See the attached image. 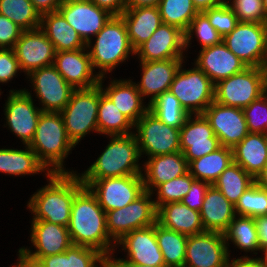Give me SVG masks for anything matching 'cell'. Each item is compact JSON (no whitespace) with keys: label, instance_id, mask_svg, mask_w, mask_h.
<instances>
[{"label":"cell","instance_id":"1","mask_svg":"<svg viewBox=\"0 0 267 267\" xmlns=\"http://www.w3.org/2000/svg\"><path fill=\"white\" fill-rule=\"evenodd\" d=\"M68 231L73 245L95 248L107 258H112L116 243L112 244L107 231L106 212L96 196L84 186L71 205Z\"/></svg>","mask_w":267,"mask_h":267},{"label":"cell","instance_id":"2","mask_svg":"<svg viewBox=\"0 0 267 267\" xmlns=\"http://www.w3.org/2000/svg\"><path fill=\"white\" fill-rule=\"evenodd\" d=\"M48 185L41 187L28 201L32 220L69 226L71 205L75 195L84 187L79 173H45Z\"/></svg>","mask_w":267,"mask_h":267},{"label":"cell","instance_id":"3","mask_svg":"<svg viewBox=\"0 0 267 267\" xmlns=\"http://www.w3.org/2000/svg\"><path fill=\"white\" fill-rule=\"evenodd\" d=\"M50 173H70L64 159L75 145L69 139L59 112H42L33 140L28 145Z\"/></svg>","mask_w":267,"mask_h":267},{"label":"cell","instance_id":"4","mask_svg":"<svg viewBox=\"0 0 267 267\" xmlns=\"http://www.w3.org/2000/svg\"><path fill=\"white\" fill-rule=\"evenodd\" d=\"M111 141L101 155L81 175L80 179H103L142 174L141 157L134 133L109 136Z\"/></svg>","mask_w":267,"mask_h":267},{"label":"cell","instance_id":"5","mask_svg":"<svg viewBox=\"0 0 267 267\" xmlns=\"http://www.w3.org/2000/svg\"><path fill=\"white\" fill-rule=\"evenodd\" d=\"M95 37V43L89 41L86 47L89 49L93 69H99L97 74L100 78L105 77L117 65L128 60L129 54H135L128 38L125 21L121 15L112 16Z\"/></svg>","mask_w":267,"mask_h":267},{"label":"cell","instance_id":"6","mask_svg":"<svg viewBox=\"0 0 267 267\" xmlns=\"http://www.w3.org/2000/svg\"><path fill=\"white\" fill-rule=\"evenodd\" d=\"M99 84L74 89L67 105L60 112L69 139L76 146L91 131L98 133Z\"/></svg>","mask_w":267,"mask_h":267},{"label":"cell","instance_id":"7","mask_svg":"<svg viewBox=\"0 0 267 267\" xmlns=\"http://www.w3.org/2000/svg\"><path fill=\"white\" fill-rule=\"evenodd\" d=\"M177 71L170 86V92L190 114H203L214 101L215 84L196 65L191 69Z\"/></svg>","mask_w":267,"mask_h":267},{"label":"cell","instance_id":"8","mask_svg":"<svg viewBox=\"0 0 267 267\" xmlns=\"http://www.w3.org/2000/svg\"><path fill=\"white\" fill-rule=\"evenodd\" d=\"M154 193L144 191L138 198L123 208L106 212L107 231L113 242L136 229L154 225L157 222V209Z\"/></svg>","mask_w":267,"mask_h":267},{"label":"cell","instance_id":"9","mask_svg":"<svg viewBox=\"0 0 267 267\" xmlns=\"http://www.w3.org/2000/svg\"><path fill=\"white\" fill-rule=\"evenodd\" d=\"M81 181L105 212L127 206L145 191L142 174Z\"/></svg>","mask_w":267,"mask_h":267},{"label":"cell","instance_id":"10","mask_svg":"<svg viewBox=\"0 0 267 267\" xmlns=\"http://www.w3.org/2000/svg\"><path fill=\"white\" fill-rule=\"evenodd\" d=\"M263 94L261 67H247L243 71L215 84L214 101L243 109Z\"/></svg>","mask_w":267,"mask_h":267},{"label":"cell","instance_id":"11","mask_svg":"<svg viewBox=\"0 0 267 267\" xmlns=\"http://www.w3.org/2000/svg\"><path fill=\"white\" fill-rule=\"evenodd\" d=\"M134 129L141 155L149 158L181 151L180 129L164 124L150 110L134 124Z\"/></svg>","mask_w":267,"mask_h":267},{"label":"cell","instance_id":"12","mask_svg":"<svg viewBox=\"0 0 267 267\" xmlns=\"http://www.w3.org/2000/svg\"><path fill=\"white\" fill-rule=\"evenodd\" d=\"M223 42L247 67H261L267 57V26L255 22H238L223 37Z\"/></svg>","mask_w":267,"mask_h":267},{"label":"cell","instance_id":"13","mask_svg":"<svg viewBox=\"0 0 267 267\" xmlns=\"http://www.w3.org/2000/svg\"><path fill=\"white\" fill-rule=\"evenodd\" d=\"M9 92L4 107L6 126L24 145H29L34 138L42 110L35 107L32 93L28 89H13Z\"/></svg>","mask_w":267,"mask_h":267},{"label":"cell","instance_id":"14","mask_svg":"<svg viewBox=\"0 0 267 267\" xmlns=\"http://www.w3.org/2000/svg\"><path fill=\"white\" fill-rule=\"evenodd\" d=\"M31 222L30 240L36 250L33 252L22 247L18 251V255L27 262L35 264L42 257L63 253L73 245L68 227L44 220Z\"/></svg>","mask_w":267,"mask_h":267},{"label":"cell","instance_id":"15","mask_svg":"<svg viewBox=\"0 0 267 267\" xmlns=\"http://www.w3.org/2000/svg\"><path fill=\"white\" fill-rule=\"evenodd\" d=\"M27 78L42 104V112L60 113L74 91L53 65L33 70Z\"/></svg>","mask_w":267,"mask_h":267},{"label":"cell","instance_id":"16","mask_svg":"<svg viewBox=\"0 0 267 267\" xmlns=\"http://www.w3.org/2000/svg\"><path fill=\"white\" fill-rule=\"evenodd\" d=\"M224 234L205 231L187 239L185 263L187 267H228L230 251Z\"/></svg>","mask_w":267,"mask_h":267},{"label":"cell","instance_id":"17","mask_svg":"<svg viewBox=\"0 0 267 267\" xmlns=\"http://www.w3.org/2000/svg\"><path fill=\"white\" fill-rule=\"evenodd\" d=\"M58 11L86 44L113 16L91 0H63Z\"/></svg>","mask_w":267,"mask_h":267},{"label":"cell","instance_id":"18","mask_svg":"<svg viewBox=\"0 0 267 267\" xmlns=\"http://www.w3.org/2000/svg\"><path fill=\"white\" fill-rule=\"evenodd\" d=\"M203 115L209 121L220 145L233 148L249 133L243 109L213 101Z\"/></svg>","mask_w":267,"mask_h":267},{"label":"cell","instance_id":"19","mask_svg":"<svg viewBox=\"0 0 267 267\" xmlns=\"http://www.w3.org/2000/svg\"><path fill=\"white\" fill-rule=\"evenodd\" d=\"M220 146L218 137L203 114L187 117L180 128V150L188 163L212 153Z\"/></svg>","mask_w":267,"mask_h":267},{"label":"cell","instance_id":"20","mask_svg":"<svg viewBox=\"0 0 267 267\" xmlns=\"http://www.w3.org/2000/svg\"><path fill=\"white\" fill-rule=\"evenodd\" d=\"M13 50L20 69L27 75L53 65L56 53L54 45L40 28L23 31Z\"/></svg>","mask_w":267,"mask_h":267},{"label":"cell","instance_id":"21","mask_svg":"<svg viewBox=\"0 0 267 267\" xmlns=\"http://www.w3.org/2000/svg\"><path fill=\"white\" fill-rule=\"evenodd\" d=\"M185 33L177 27L161 23L157 30L142 43L134 55L140 61H158L184 57Z\"/></svg>","mask_w":267,"mask_h":267},{"label":"cell","instance_id":"22","mask_svg":"<svg viewBox=\"0 0 267 267\" xmlns=\"http://www.w3.org/2000/svg\"><path fill=\"white\" fill-rule=\"evenodd\" d=\"M127 252L126 259L113 258L116 263H135L141 265H165L163 254L158 246L155 224L146 228L136 229L123 236L117 243Z\"/></svg>","mask_w":267,"mask_h":267},{"label":"cell","instance_id":"23","mask_svg":"<svg viewBox=\"0 0 267 267\" xmlns=\"http://www.w3.org/2000/svg\"><path fill=\"white\" fill-rule=\"evenodd\" d=\"M53 66L74 89L91 88L99 84L87 47L55 53Z\"/></svg>","mask_w":267,"mask_h":267},{"label":"cell","instance_id":"24","mask_svg":"<svg viewBox=\"0 0 267 267\" xmlns=\"http://www.w3.org/2000/svg\"><path fill=\"white\" fill-rule=\"evenodd\" d=\"M185 59L174 58L158 61H140L142 78L135 83L142 98L151 96L148 105L160 94L170 90L171 83Z\"/></svg>","mask_w":267,"mask_h":267},{"label":"cell","instance_id":"25","mask_svg":"<svg viewBox=\"0 0 267 267\" xmlns=\"http://www.w3.org/2000/svg\"><path fill=\"white\" fill-rule=\"evenodd\" d=\"M200 50L194 65L201 69L214 84L247 68L246 64L231 52L223 41Z\"/></svg>","mask_w":267,"mask_h":267},{"label":"cell","instance_id":"26","mask_svg":"<svg viewBox=\"0 0 267 267\" xmlns=\"http://www.w3.org/2000/svg\"><path fill=\"white\" fill-rule=\"evenodd\" d=\"M143 166L144 188L151 193L158 185L189 172L188 162L181 151L149 157Z\"/></svg>","mask_w":267,"mask_h":267},{"label":"cell","instance_id":"27","mask_svg":"<svg viewBox=\"0 0 267 267\" xmlns=\"http://www.w3.org/2000/svg\"><path fill=\"white\" fill-rule=\"evenodd\" d=\"M101 77L99 84L102 92L115 104L133 124H135L148 110L149 105L144 106V100L137 89L135 82L131 79L111 80L106 88H103Z\"/></svg>","mask_w":267,"mask_h":267},{"label":"cell","instance_id":"28","mask_svg":"<svg viewBox=\"0 0 267 267\" xmlns=\"http://www.w3.org/2000/svg\"><path fill=\"white\" fill-rule=\"evenodd\" d=\"M200 215L205 231L224 233L236 216L235 205L214 185H210Z\"/></svg>","mask_w":267,"mask_h":267},{"label":"cell","instance_id":"29","mask_svg":"<svg viewBox=\"0 0 267 267\" xmlns=\"http://www.w3.org/2000/svg\"><path fill=\"white\" fill-rule=\"evenodd\" d=\"M157 222L167 229L187 236L205 232L200 212L182 202L162 205L157 210Z\"/></svg>","mask_w":267,"mask_h":267},{"label":"cell","instance_id":"30","mask_svg":"<svg viewBox=\"0 0 267 267\" xmlns=\"http://www.w3.org/2000/svg\"><path fill=\"white\" fill-rule=\"evenodd\" d=\"M233 160L254 179L267 164V135L248 133V135L232 148Z\"/></svg>","mask_w":267,"mask_h":267},{"label":"cell","instance_id":"31","mask_svg":"<svg viewBox=\"0 0 267 267\" xmlns=\"http://www.w3.org/2000/svg\"><path fill=\"white\" fill-rule=\"evenodd\" d=\"M121 16L125 21L128 38L134 50L147 41L162 23L158 7L126 8Z\"/></svg>","mask_w":267,"mask_h":267},{"label":"cell","instance_id":"32","mask_svg":"<svg viewBox=\"0 0 267 267\" xmlns=\"http://www.w3.org/2000/svg\"><path fill=\"white\" fill-rule=\"evenodd\" d=\"M39 28L52 42L56 52L86 48L87 44L59 11L42 14Z\"/></svg>","mask_w":267,"mask_h":267},{"label":"cell","instance_id":"33","mask_svg":"<svg viewBox=\"0 0 267 267\" xmlns=\"http://www.w3.org/2000/svg\"><path fill=\"white\" fill-rule=\"evenodd\" d=\"M106 260L107 257L95 248L72 245L63 253L42 257L35 265L37 267H103Z\"/></svg>","mask_w":267,"mask_h":267},{"label":"cell","instance_id":"34","mask_svg":"<svg viewBox=\"0 0 267 267\" xmlns=\"http://www.w3.org/2000/svg\"><path fill=\"white\" fill-rule=\"evenodd\" d=\"M233 162L232 148L221 145L212 153L190 161L188 168L189 173L196 180L213 185L221 173Z\"/></svg>","mask_w":267,"mask_h":267},{"label":"cell","instance_id":"35","mask_svg":"<svg viewBox=\"0 0 267 267\" xmlns=\"http://www.w3.org/2000/svg\"><path fill=\"white\" fill-rule=\"evenodd\" d=\"M50 173L38 160L36 153L28 146L23 149H0V172L8 175H33L39 172Z\"/></svg>","mask_w":267,"mask_h":267},{"label":"cell","instance_id":"36","mask_svg":"<svg viewBox=\"0 0 267 267\" xmlns=\"http://www.w3.org/2000/svg\"><path fill=\"white\" fill-rule=\"evenodd\" d=\"M97 123L98 134L115 136L134 133L131 131L134 124L102 92L100 84Z\"/></svg>","mask_w":267,"mask_h":267},{"label":"cell","instance_id":"37","mask_svg":"<svg viewBox=\"0 0 267 267\" xmlns=\"http://www.w3.org/2000/svg\"><path fill=\"white\" fill-rule=\"evenodd\" d=\"M223 234L227 246L231 241L237 246L236 248L245 252H254L253 254L257 255L255 251H261L255 218L253 217L236 215Z\"/></svg>","mask_w":267,"mask_h":267},{"label":"cell","instance_id":"38","mask_svg":"<svg viewBox=\"0 0 267 267\" xmlns=\"http://www.w3.org/2000/svg\"><path fill=\"white\" fill-rule=\"evenodd\" d=\"M158 246L167 267H181L185 263L188 236L155 223Z\"/></svg>","mask_w":267,"mask_h":267},{"label":"cell","instance_id":"39","mask_svg":"<svg viewBox=\"0 0 267 267\" xmlns=\"http://www.w3.org/2000/svg\"><path fill=\"white\" fill-rule=\"evenodd\" d=\"M255 179L240 165L231 163L213 184L220 192L236 205L240 196L253 184Z\"/></svg>","mask_w":267,"mask_h":267},{"label":"cell","instance_id":"40","mask_svg":"<svg viewBox=\"0 0 267 267\" xmlns=\"http://www.w3.org/2000/svg\"><path fill=\"white\" fill-rule=\"evenodd\" d=\"M0 14L13 21L23 31L40 27L41 15L30 0H0Z\"/></svg>","mask_w":267,"mask_h":267},{"label":"cell","instance_id":"41","mask_svg":"<svg viewBox=\"0 0 267 267\" xmlns=\"http://www.w3.org/2000/svg\"><path fill=\"white\" fill-rule=\"evenodd\" d=\"M149 110L164 124L181 128L190 115L170 90L160 94L149 104Z\"/></svg>","mask_w":267,"mask_h":267},{"label":"cell","instance_id":"42","mask_svg":"<svg viewBox=\"0 0 267 267\" xmlns=\"http://www.w3.org/2000/svg\"><path fill=\"white\" fill-rule=\"evenodd\" d=\"M158 8L162 23L177 27L184 33L199 13L192 0H161Z\"/></svg>","mask_w":267,"mask_h":267},{"label":"cell","instance_id":"43","mask_svg":"<svg viewBox=\"0 0 267 267\" xmlns=\"http://www.w3.org/2000/svg\"><path fill=\"white\" fill-rule=\"evenodd\" d=\"M195 180L196 179L188 172L183 176L158 185L153 190V192L157 191V198L154 200L156 209L158 210L162 205L168 203L181 202L183 197L189 192Z\"/></svg>","mask_w":267,"mask_h":267},{"label":"cell","instance_id":"44","mask_svg":"<svg viewBox=\"0 0 267 267\" xmlns=\"http://www.w3.org/2000/svg\"><path fill=\"white\" fill-rule=\"evenodd\" d=\"M238 216L257 217L267 215V189L254 183L239 198L235 205Z\"/></svg>","mask_w":267,"mask_h":267},{"label":"cell","instance_id":"45","mask_svg":"<svg viewBox=\"0 0 267 267\" xmlns=\"http://www.w3.org/2000/svg\"><path fill=\"white\" fill-rule=\"evenodd\" d=\"M195 32V33H194ZM195 34L200 44L201 49L211 47L223 41L217 30L210 24L209 19L203 12H199L191 21L188 29L185 32V49L191 44L193 34Z\"/></svg>","mask_w":267,"mask_h":267},{"label":"cell","instance_id":"46","mask_svg":"<svg viewBox=\"0 0 267 267\" xmlns=\"http://www.w3.org/2000/svg\"><path fill=\"white\" fill-rule=\"evenodd\" d=\"M231 0L227 1L238 22H255L266 24L267 14L262 0Z\"/></svg>","mask_w":267,"mask_h":267},{"label":"cell","instance_id":"47","mask_svg":"<svg viewBox=\"0 0 267 267\" xmlns=\"http://www.w3.org/2000/svg\"><path fill=\"white\" fill-rule=\"evenodd\" d=\"M243 113L249 133L265 134L267 129V94L264 93L243 108Z\"/></svg>","mask_w":267,"mask_h":267},{"label":"cell","instance_id":"48","mask_svg":"<svg viewBox=\"0 0 267 267\" xmlns=\"http://www.w3.org/2000/svg\"><path fill=\"white\" fill-rule=\"evenodd\" d=\"M209 19L210 24L221 36L230 33L238 23L237 16L226 3L203 11Z\"/></svg>","mask_w":267,"mask_h":267},{"label":"cell","instance_id":"49","mask_svg":"<svg viewBox=\"0 0 267 267\" xmlns=\"http://www.w3.org/2000/svg\"><path fill=\"white\" fill-rule=\"evenodd\" d=\"M21 71L19 62L13 49H0V83L13 80L18 71Z\"/></svg>","mask_w":267,"mask_h":267},{"label":"cell","instance_id":"50","mask_svg":"<svg viewBox=\"0 0 267 267\" xmlns=\"http://www.w3.org/2000/svg\"><path fill=\"white\" fill-rule=\"evenodd\" d=\"M23 30L0 14V49H13Z\"/></svg>","mask_w":267,"mask_h":267},{"label":"cell","instance_id":"51","mask_svg":"<svg viewBox=\"0 0 267 267\" xmlns=\"http://www.w3.org/2000/svg\"><path fill=\"white\" fill-rule=\"evenodd\" d=\"M209 186L210 184L207 182L195 180L192 183L189 192L183 197L181 202L189 208L200 212L203 206L205 193Z\"/></svg>","mask_w":267,"mask_h":267},{"label":"cell","instance_id":"52","mask_svg":"<svg viewBox=\"0 0 267 267\" xmlns=\"http://www.w3.org/2000/svg\"><path fill=\"white\" fill-rule=\"evenodd\" d=\"M113 16H120L126 10V0H91Z\"/></svg>","mask_w":267,"mask_h":267},{"label":"cell","instance_id":"53","mask_svg":"<svg viewBox=\"0 0 267 267\" xmlns=\"http://www.w3.org/2000/svg\"><path fill=\"white\" fill-rule=\"evenodd\" d=\"M242 257V258H241ZM237 259L229 261L228 267H267V262L260 257L250 258L248 256H241Z\"/></svg>","mask_w":267,"mask_h":267},{"label":"cell","instance_id":"54","mask_svg":"<svg viewBox=\"0 0 267 267\" xmlns=\"http://www.w3.org/2000/svg\"><path fill=\"white\" fill-rule=\"evenodd\" d=\"M40 15L58 11L63 0H30Z\"/></svg>","mask_w":267,"mask_h":267},{"label":"cell","instance_id":"55","mask_svg":"<svg viewBox=\"0 0 267 267\" xmlns=\"http://www.w3.org/2000/svg\"><path fill=\"white\" fill-rule=\"evenodd\" d=\"M255 223L260 247L262 248L265 244H267V215L255 217Z\"/></svg>","mask_w":267,"mask_h":267},{"label":"cell","instance_id":"56","mask_svg":"<svg viewBox=\"0 0 267 267\" xmlns=\"http://www.w3.org/2000/svg\"><path fill=\"white\" fill-rule=\"evenodd\" d=\"M228 0H192L194 7L198 12L226 4Z\"/></svg>","mask_w":267,"mask_h":267},{"label":"cell","instance_id":"57","mask_svg":"<svg viewBox=\"0 0 267 267\" xmlns=\"http://www.w3.org/2000/svg\"><path fill=\"white\" fill-rule=\"evenodd\" d=\"M161 0H126V8L158 7Z\"/></svg>","mask_w":267,"mask_h":267},{"label":"cell","instance_id":"58","mask_svg":"<svg viewBox=\"0 0 267 267\" xmlns=\"http://www.w3.org/2000/svg\"><path fill=\"white\" fill-rule=\"evenodd\" d=\"M255 183L263 188L267 189V164L262 172L255 178Z\"/></svg>","mask_w":267,"mask_h":267},{"label":"cell","instance_id":"59","mask_svg":"<svg viewBox=\"0 0 267 267\" xmlns=\"http://www.w3.org/2000/svg\"><path fill=\"white\" fill-rule=\"evenodd\" d=\"M261 70H262V74H263L264 93L267 94V57L261 65Z\"/></svg>","mask_w":267,"mask_h":267},{"label":"cell","instance_id":"60","mask_svg":"<svg viewBox=\"0 0 267 267\" xmlns=\"http://www.w3.org/2000/svg\"><path fill=\"white\" fill-rule=\"evenodd\" d=\"M17 264L12 265V267H37L35 264H32L30 262H27L26 260H24L23 258H21L20 256H18V260H17Z\"/></svg>","mask_w":267,"mask_h":267},{"label":"cell","instance_id":"61","mask_svg":"<svg viewBox=\"0 0 267 267\" xmlns=\"http://www.w3.org/2000/svg\"><path fill=\"white\" fill-rule=\"evenodd\" d=\"M122 267H167L166 265H157V266H150V265H141L135 263H118Z\"/></svg>","mask_w":267,"mask_h":267},{"label":"cell","instance_id":"62","mask_svg":"<svg viewBox=\"0 0 267 267\" xmlns=\"http://www.w3.org/2000/svg\"><path fill=\"white\" fill-rule=\"evenodd\" d=\"M106 267H122L118 263L112 260V258H107L104 264Z\"/></svg>","mask_w":267,"mask_h":267},{"label":"cell","instance_id":"63","mask_svg":"<svg viewBox=\"0 0 267 267\" xmlns=\"http://www.w3.org/2000/svg\"><path fill=\"white\" fill-rule=\"evenodd\" d=\"M261 252H264V257H261V259H263L264 261L267 262V244H265V245L261 248Z\"/></svg>","mask_w":267,"mask_h":267},{"label":"cell","instance_id":"64","mask_svg":"<svg viewBox=\"0 0 267 267\" xmlns=\"http://www.w3.org/2000/svg\"><path fill=\"white\" fill-rule=\"evenodd\" d=\"M263 1V7H264V10L267 14V0H262Z\"/></svg>","mask_w":267,"mask_h":267}]
</instances>
